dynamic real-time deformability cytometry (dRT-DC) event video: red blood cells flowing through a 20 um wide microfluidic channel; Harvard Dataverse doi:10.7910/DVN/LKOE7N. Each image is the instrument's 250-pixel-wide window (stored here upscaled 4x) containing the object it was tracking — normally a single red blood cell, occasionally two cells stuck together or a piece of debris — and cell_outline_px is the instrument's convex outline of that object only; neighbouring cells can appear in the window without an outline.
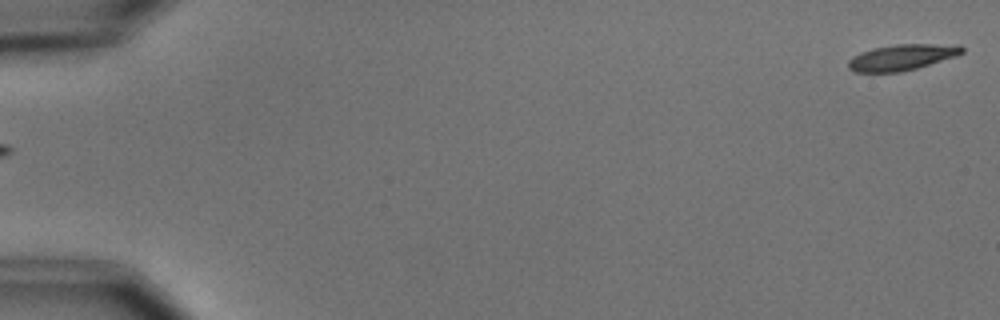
{"species": "common noctule bat (a hibernating species)", "species_latin": "Nyctalus noctula", "temperature_condition": "cold", "stored_images_in_passage": 3, "segment_of_instrument_passage": [2, 2], "camera_frame_rate_fps": 3000, "um_per_image_px": 0.085, "animal": {"sex": "male", "body_mass_g": 15.6}, "frame": {"image": 1, "passage_image": 3, "time_ms": 2.333, "image_size_px": [1000, 320], "cell_outline_px": [[964, 52], [956, 56], [916, 68], [900, 72], [856, 72], [848, 68], [848, 60], [852, 56], [860, 52], [872, 48], [896, 44], [960, 44], [964, 48]], "centroid_in_image_um": [76.66, 4.86], "position_along_channel_um": 8.3, "area_um2": 17.28}}